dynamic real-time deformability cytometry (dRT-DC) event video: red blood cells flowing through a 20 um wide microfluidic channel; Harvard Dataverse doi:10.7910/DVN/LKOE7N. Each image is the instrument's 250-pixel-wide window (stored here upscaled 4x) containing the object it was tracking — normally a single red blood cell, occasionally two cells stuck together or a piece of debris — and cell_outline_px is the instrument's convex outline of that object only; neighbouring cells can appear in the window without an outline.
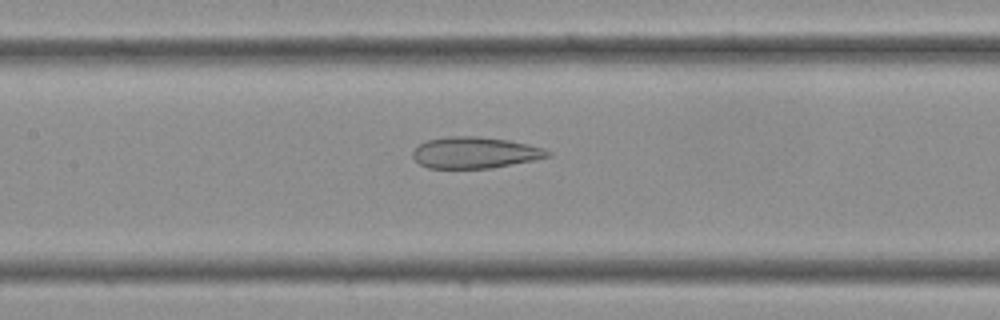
{"species": "Egyptian fruit bat (a non-hibernating species)", "species_latin": "Rousettus aegyptiacus", "temperature_condition": "cold", "stored_images_in_passage": 35, "camera_frame_rate_fps": 3000, "um_per_image_px": 0.085, "frame": {"image": 1, "passage_image": 16, "time_ms": 5.0, "image_size_px": [1000, 320], "cell_outline_px": [[552, 156], [492, 168], [428, 168], [420, 164], [412, 156], [412, 152], [420, 144], [428, 140], [448, 136], [476, 136], [508, 140], [528, 144], [544, 148], [552, 152]], "centroid_in_image_um": [40.39, 12.97], "position_along_channel_um": 167.0, "area_um2": 24.57}}
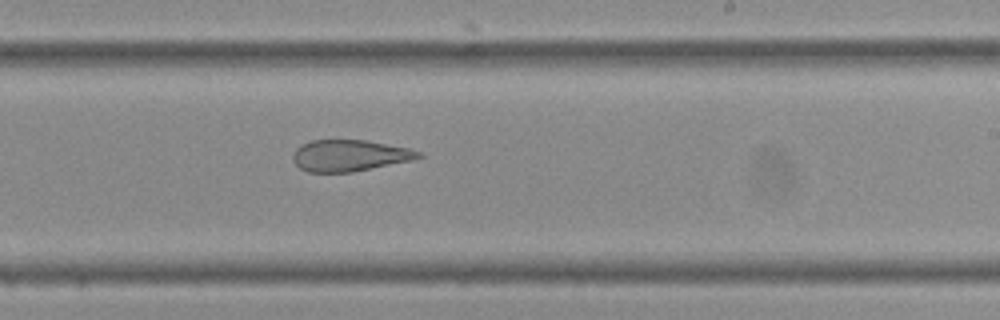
{"frame": {"image": 2, "passage_image": 21, "time_ms": 6.667, "image_size_px": [1000, 320], "cell_outline_px": [[424, 156], [412, 160], [352, 172], [308, 172], [300, 168], [292, 160], [292, 152], [300, 144], [312, 140], [364, 140], [408, 148], [420, 152]], "centroid_in_image_um": [29.66, 13.22], "position_along_channel_um": 259.3, "area_um2": 22.95}}
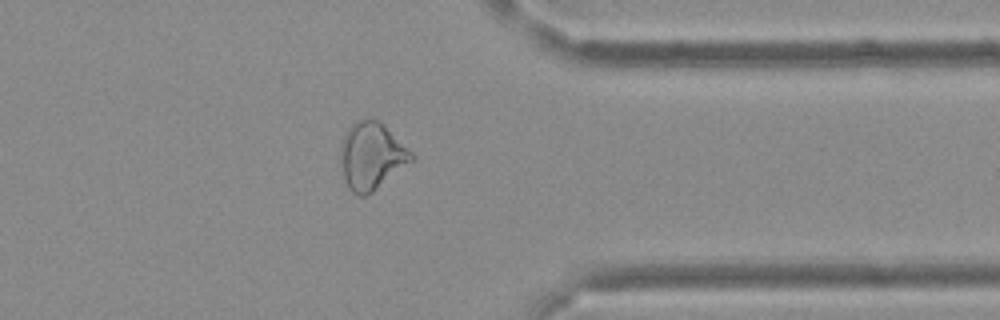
{"frame": {"image": 3, "passage_image": 28, "time_ms": 9.0, "image_size_px": [1000, 320], "cell_outline_px": [[416, 160], [372, 192], [364, 196], [356, 196], [348, 188], [344, 180], [340, 156], [340, 144], [344, 136], [352, 124], [356, 120], [368, 116], [380, 120], [416, 156]], "centroid_in_image_um": [31.6, 13.25], "position_along_channel_um": 379.8, "area_um2": 28.32}}